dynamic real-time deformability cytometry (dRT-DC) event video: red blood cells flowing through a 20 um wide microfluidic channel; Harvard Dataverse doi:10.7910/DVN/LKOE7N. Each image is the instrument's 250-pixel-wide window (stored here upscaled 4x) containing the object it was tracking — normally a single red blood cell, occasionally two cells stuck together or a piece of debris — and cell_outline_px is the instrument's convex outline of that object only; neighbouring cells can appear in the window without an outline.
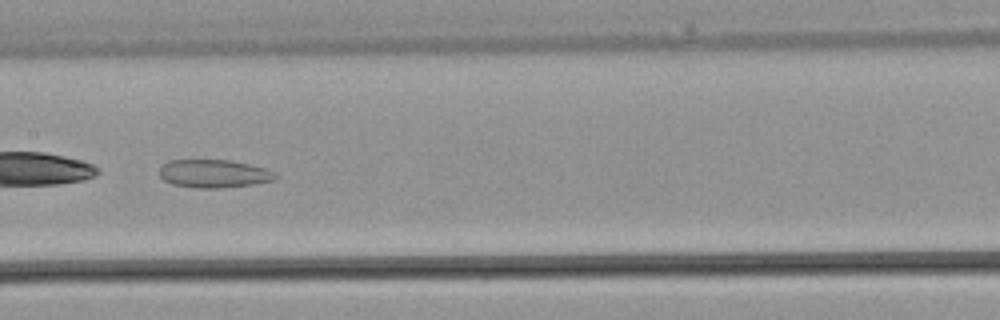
{"species": "common noctule bat (a hibernating species)", "species_latin": "Nyctalus noctula", "temperature_condition": "warm", "stored_images_in_passage": 25, "camera_frame_rate_fps": 3000, "um_per_image_px": 0.085, "animal": {"sex": "male", "body_mass_g": 21.5, "forearm_length_mm": 52.0}, "frame": {"image": 1, "passage_image": 11, "time_ms": 3.333, "image_size_px": [1000, 320], "cell_outline_px": [[280, 176], [276, 180], [252, 184], [220, 188], [196, 188], [172, 184], [164, 180], [160, 176], [160, 168], [168, 160], [232, 160], [264, 168], [276, 172]], "centroid_in_image_um": [18.21, 14.76], "position_along_channel_um": 189.2, "area_um2": 19.07}}
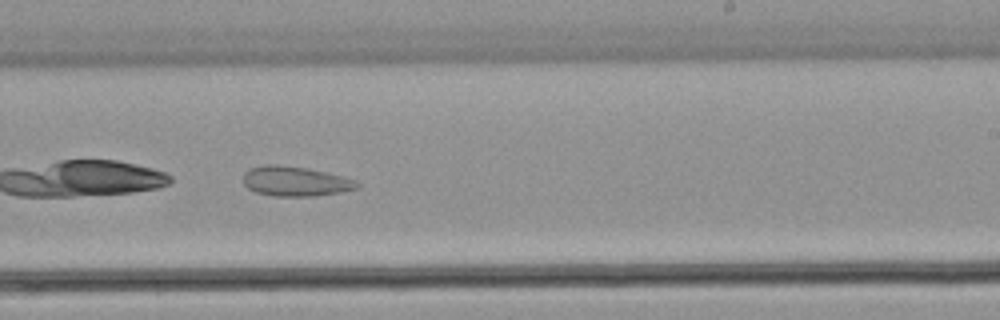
{"frame": {"image": 2, "passage_image": 15, "time_ms": 4.667, "image_size_px": [1000, 320], "cell_outline_px": [[360, 188], [340, 192], [312, 196], [272, 196], [256, 192], [248, 188], [244, 184], [244, 172], [252, 168], [264, 164], [276, 164], [308, 168], [356, 180], [360, 184]], "centroid_in_image_um": [25.1, 15.41], "position_along_channel_um": 263.9, "area_um2": 19.71}}